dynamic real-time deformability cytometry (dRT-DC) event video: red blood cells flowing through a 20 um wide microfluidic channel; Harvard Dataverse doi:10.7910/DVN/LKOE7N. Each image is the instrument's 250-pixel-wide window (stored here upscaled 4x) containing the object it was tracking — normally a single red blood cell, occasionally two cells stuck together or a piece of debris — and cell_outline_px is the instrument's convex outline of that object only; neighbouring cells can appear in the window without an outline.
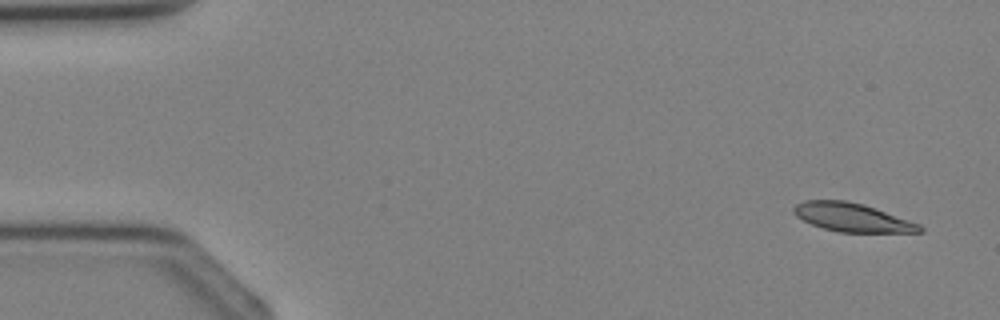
{"species": "Egyptian fruit bat (a non-hibernating species)", "species_latin": "Rousettus aegyptiacus", "temperature_condition": "cold", "stored_images_in_passage": 3, "camera_frame_rate_fps": 3000, "um_per_image_px": 0.085, "animal": {"sex": "female"}, "frame": {"image": 1, "passage_image": 1, "time_ms": 0.0, "image_size_px": [1000, 320], "cell_outline_px": [[924, 232], [836, 232], [812, 224], [796, 216], [792, 212], [792, 208], [796, 204], [804, 200], [844, 200], [864, 204], [920, 224], [924, 228]], "centroid_in_image_um": [72.42, 18.47], "position_along_channel_um": 12.6, "area_um2": 20.92}}
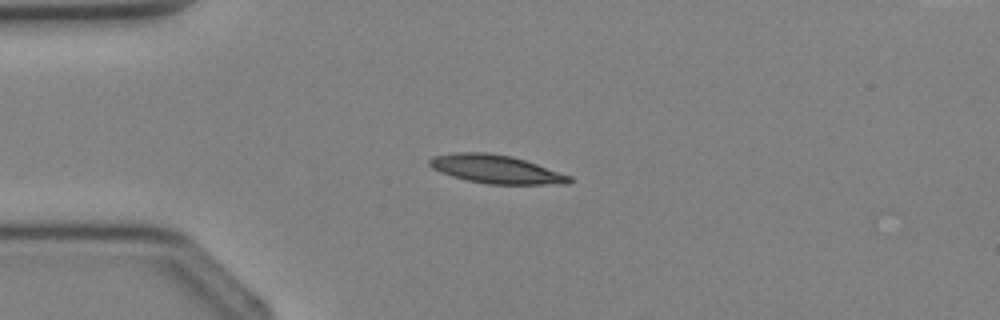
{"frame": {"image": 2, "passage_image": 3, "time_ms": 2.333, "image_size_px": [1000, 320], "cell_outline_px": [[572, 184], [488, 184], [468, 180], [452, 176], [440, 172], [432, 168], [428, 164], [428, 160], [432, 156], [456, 152], [488, 152], [512, 156], [572, 176]], "centroid_in_image_um": [42.15, 14.38], "position_along_channel_um": 42.8, "area_um2": 23.18}}